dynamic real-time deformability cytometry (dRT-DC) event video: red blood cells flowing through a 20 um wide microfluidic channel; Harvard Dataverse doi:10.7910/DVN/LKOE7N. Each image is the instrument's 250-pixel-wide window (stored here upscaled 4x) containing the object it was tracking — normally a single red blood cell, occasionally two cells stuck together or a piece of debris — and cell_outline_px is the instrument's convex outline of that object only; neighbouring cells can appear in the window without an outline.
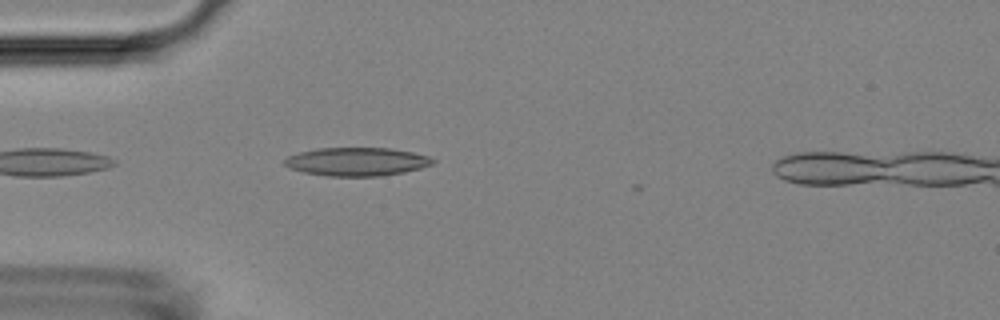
{"species": "Egyptian fruit bat (a non-hibernating species)", "species_latin": "Rousettus aegyptiacus", "temperature_condition": "room temperature", "stored_images_in_passage": 6, "camera_frame_rate_fps": 3000, "um_per_image_px": 0.085, "animal": {"sex": "female"}, "frame": {"image": 1, "passage_image": 1, "time_ms": 0.0, "image_size_px": [1000, 320], "cell_outline_px": [[436, 160], [432, 164], [420, 168], [404, 172], [380, 176], [328, 176], [304, 172], [288, 168], [284, 164], [284, 160], [288, 156], [300, 152], [316, 148], [388, 148], [412, 152], [428, 156]], "centroid_in_image_um": [30.31, 13.74], "position_along_channel_um": 54.7, "area_um2": 24.45}}
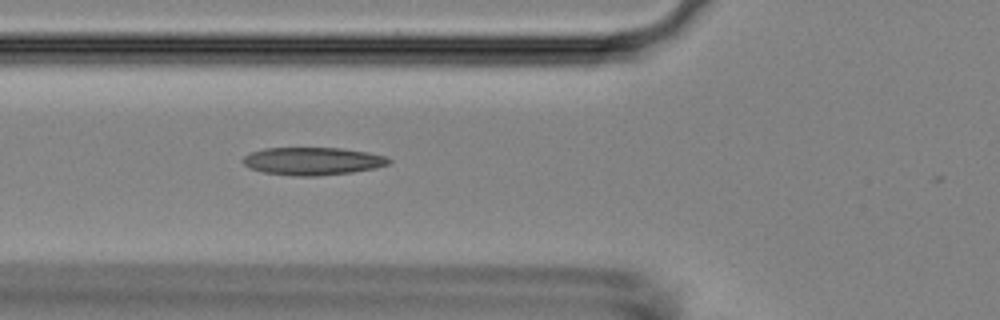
{"frame": {"image": 2, "passage_image": 5, "time_ms": 1.333, "image_size_px": [1000, 320], "cell_outline_px": [[392, 160], [388, 164], [376, 168], [352, 172], [320, 176], [292, 176], [264, 172], [248, 168], [240, 160], [248, 152], [264, 148], [340, 148], [368, 152], [388, 156]], "centroid_in_image_um": [26.55, 13.69], "position_along_channel_um": 99.2, "area_um2": 23.93}}